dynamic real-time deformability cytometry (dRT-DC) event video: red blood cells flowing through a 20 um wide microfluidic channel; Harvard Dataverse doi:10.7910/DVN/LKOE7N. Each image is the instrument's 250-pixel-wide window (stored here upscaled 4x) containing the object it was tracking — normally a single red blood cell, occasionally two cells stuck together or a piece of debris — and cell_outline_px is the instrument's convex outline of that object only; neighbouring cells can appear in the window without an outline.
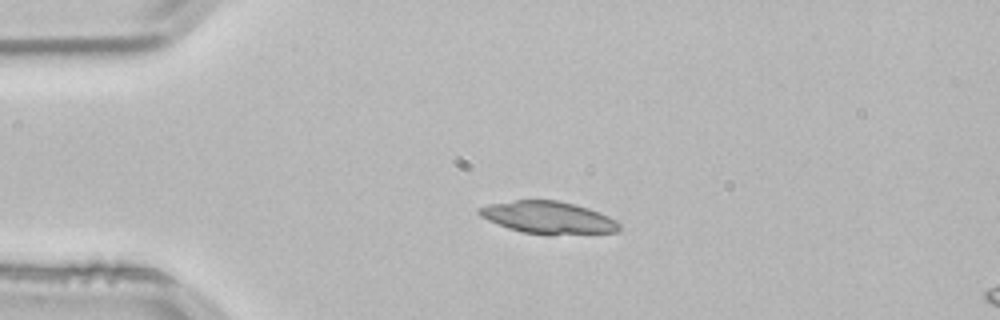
{"species": "common noctule bat (a hibernating species)", "species_latin": "Nyctalus noctula", "temperature_condition": "room temperature", "stored_images_in_passage": 42, "camera_frame_rate_fps": 3000, "um_per_image_px": 0.085, "animal": {"sex": "male", "body_mass_g": 21.5, "forearm_length_mm": 52.0}, "frame": {"image": 1, "passage_image": 1, "time_ms": 0.0, "image_size_px": [1000, 320], "cell_outline_px": [[620, 228], [616, 232], [552, 236], [548, 236], [520, 232], [508, 228], [488, 220], [480, 216], [476, 212], [476, 208], [488, 204], [516, 200], [556, 200], [576, 204], [588, 208], [608, 216], [616, 220], [620, 224]], "centroid_in_image_um": [46.58, 18.51], "position_along_channel_um": 38.4, "area_um2": 26.88}}
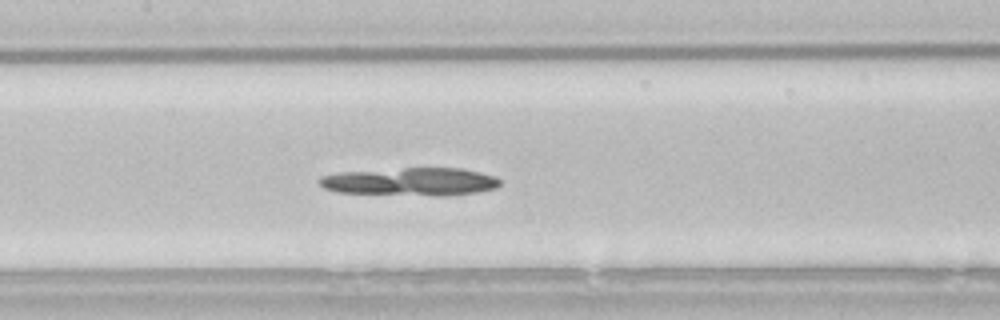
{"frame": {"image": 2, "passage_image": 14, "time_ms": 4.333, "image_size_px": [1000, 320], "cell_outline_px": [[500, 184], [496, 188], [476, 192], [440, 196], [436, 196], [340, 192], [324, 188], [316, 180], [320, 176], [340, 172], [404, 168], [460, 168], [480, 172], [496, 176], [500, 180]], "centroid_in_image_um": [34.9, 15.44], "position_along_channel_um": 172.5, "area_um2": 29.42}}
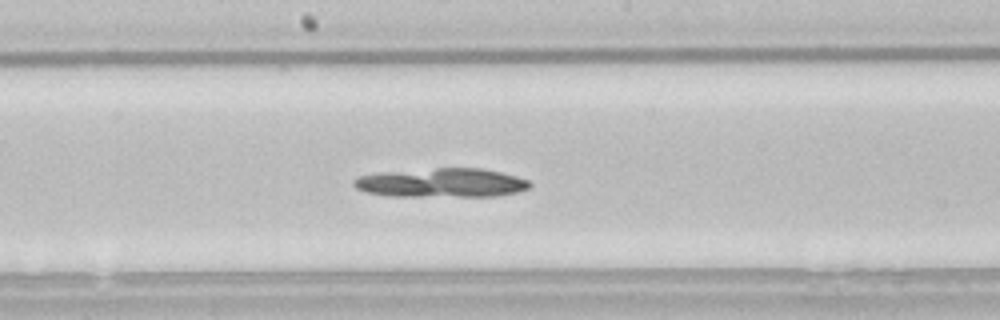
{"frame": {"image": 3, "passage_image": 17, "time_ms": 5.333, "image_size_px": [1000, 320], "cell_outline_px": [[532, 188], [516, 192], [496, 196], [388, 196], [368, 192], [356, 188], [352, 184], [352, 180], [360, 176], [380, 172], [436, 168], [480, 168], [500, 172], [516, 176], [528, 180], [532, 184]], "centroid_in_image_um": [37.55, 15.54], "position_along_channel_um": 210.7, "area_um2": 29.82}, "authors_computed_cell_mechanics": {"area_um2": 28.8133, "velocity_mm_per_s": 3.8206, "shape_relaxation_time_tau1_ms": 2.8344, "shape_relaxation_time_tau2_ms": null, "deformation_change_tau1": 0.1101, "deformation_change_tau2": null}}